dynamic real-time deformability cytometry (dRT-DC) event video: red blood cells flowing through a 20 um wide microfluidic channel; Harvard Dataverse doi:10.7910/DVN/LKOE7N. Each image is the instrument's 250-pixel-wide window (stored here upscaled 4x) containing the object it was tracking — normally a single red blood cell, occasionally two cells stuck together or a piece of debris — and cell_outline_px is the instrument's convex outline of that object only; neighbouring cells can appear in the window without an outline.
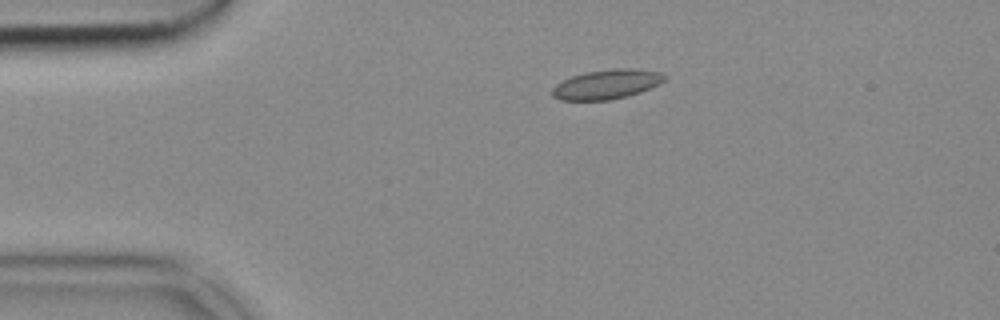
{"species": "common noctule bat (a hibernating species)", "species_latin": "Nyctalus noctula", "temperature_condition": "cold", "stored_images_in_passage": 46, "camera_frame_rate_fps": 3000, "um_per_image_px": 0.085, "animal": {"sex": "female", "body_mass_g": 18.4}, "frame": {"image": 1, "passage_image": 3, "time_ms": 0.667, "image_size_px": [1000, 320], "cell_outline_px": [[664, 80], [660, 84], [640, 92], [628, 96], [608, 100], [560, 100], [552, 96], [552, 88], [556, 84], [572, 76], [588, 72], [612, 68], [632, 68], [660, 72], [664, 76]], "centroid_in_image_um": [51.56, 7.17], "position_along_channel_um": 33.4, "area_um2": 19.19}}
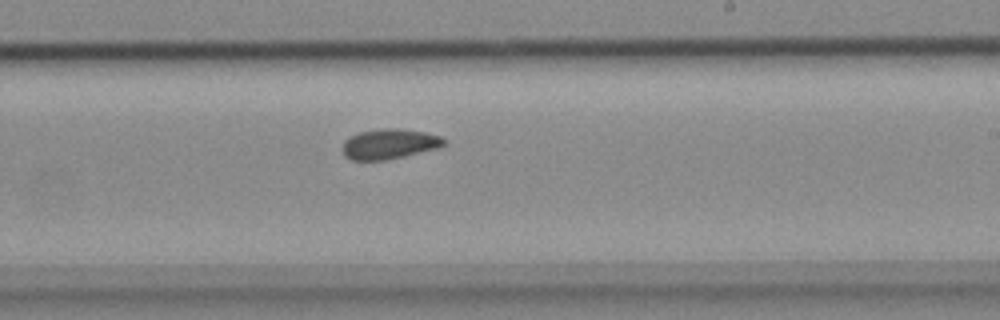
{"frame": {"image": 2, "passage_image": 24, "time_ms": 7.667, "image_size_px": [1000, 320], "cell_outline_px": [[448, 144], [440, 148], [384, 160], [352, 160], [344, 156], [340, 148], [344, 140], [348, 136], [360, 132], [384, 128], [400, 128], [424, 132], [440, 136], [448, 140]], "centroid_in_image_um": [33.09, 12.23], "position_along_channel_um": 255.9, "area_um2": 18.15}}
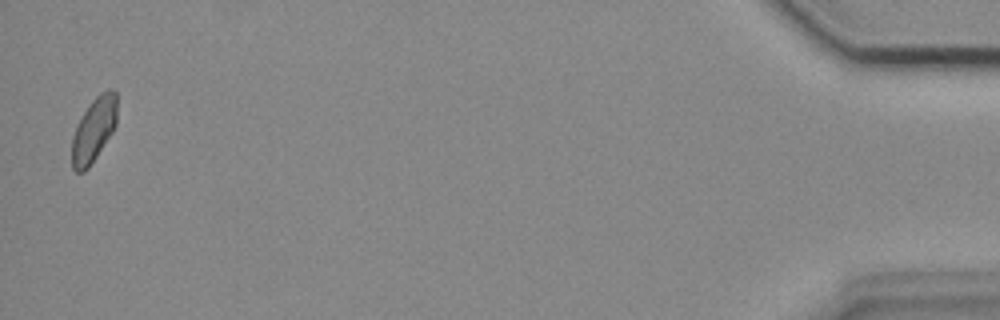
{"frame": {"image": 3, "passage_image": 45, "time_ms": 14.667, "image_size_px": [1000, 320], "cell_outline_px": [[116, 124], [112, 132], [88, 168], [84, 172], [76, 172], [72, 168], [72, 136], [76, 124], [92, 100], [100, 92], [108, 88], [112, 88], [116, 92]], "centroid_in_image_um": [7.96, 11.01], "position_along_channel_um": 427.2, "area_um2": 16.88}}